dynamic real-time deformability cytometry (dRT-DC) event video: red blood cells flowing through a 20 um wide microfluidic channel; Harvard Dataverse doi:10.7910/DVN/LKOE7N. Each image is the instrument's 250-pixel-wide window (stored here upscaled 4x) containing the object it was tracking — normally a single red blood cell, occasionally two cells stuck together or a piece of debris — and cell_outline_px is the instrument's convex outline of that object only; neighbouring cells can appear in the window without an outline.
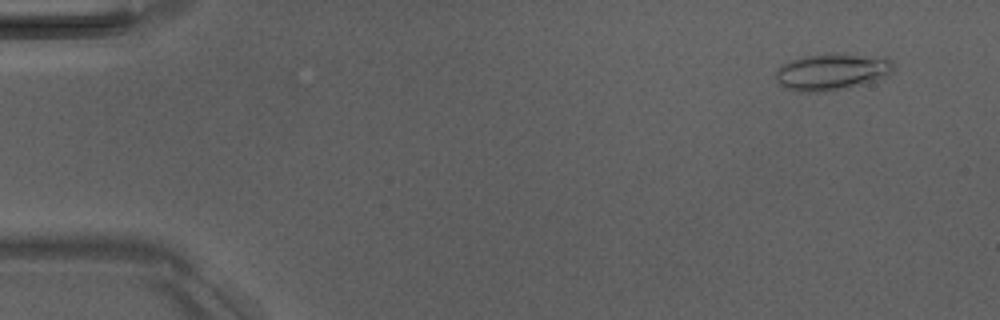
{"species": "Egyptian fruit bat (a non-hibernating species)", "species_latin": "Rousettus aegyptiacus", "temperature_condition": "room temperature", "stored_images_in_passage": 6, "camera_frame_rate_fps": 3000, "um_per_image_px": 0.085, "animal": {"sex": "male"}, "frame": {"image": 1, "passage_image": 2, "time_ms": 1.0, "image_size_px": [1000, 320], "cell_outline_px": [[892, 72], [888, 76], [860, 84], [844, 88], [824, 92], [796, 92], [784, 88], [776, 80], [776, 68], [792, 60], [804, 56], [832, 52], [888, 56], [892, 60]], "centroid_in_image_um": [70.72, 6.08], "position_along_channel_um": 14.3, "area_um2": 25.66}}